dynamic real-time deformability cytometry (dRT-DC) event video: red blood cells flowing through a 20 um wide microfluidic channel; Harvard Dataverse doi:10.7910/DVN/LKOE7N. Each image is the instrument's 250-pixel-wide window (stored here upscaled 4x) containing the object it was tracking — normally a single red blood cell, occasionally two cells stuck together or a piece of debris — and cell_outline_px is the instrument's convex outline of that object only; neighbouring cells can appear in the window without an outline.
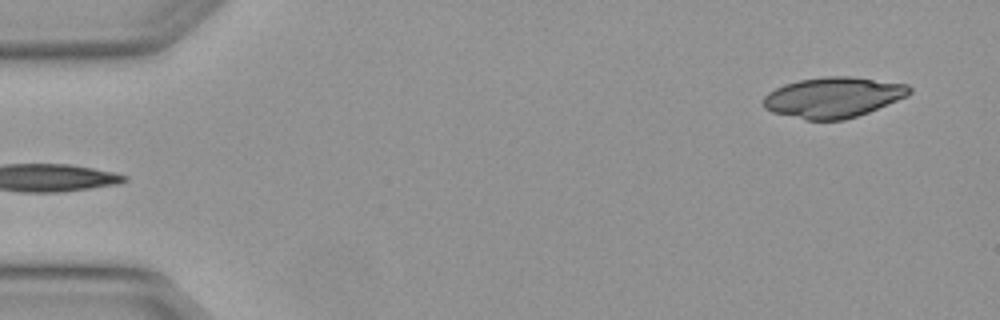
{"species": "Egyptian fruit bat (a non-hibernating species)", "species_latin": "Rousettus aegyptiacus", "temperature_condition": "warm", "stored_images_in_passage": 3, "segment_of_instrument_passage": [2, 2], "camera_frame_rate_fps": 3000, "um_per_image_px": 0.085, "animal": {"sex": "female"}, "frame": {"image": 1, "passage_image": 3, "time_ms": 0.667, "image_size_px": [1000, 320], "cell_outline_px": [[912, 92], [908, 96], [868, 112], [844, 120], [804, 120], [772, 112], [764, 108], [764, 96], [768, 92], [784, 84], [800, 80], [824, 76], [848, 76], [908, 84], [912, 88]], "centroid_in_image_um": [70.83, 8.28], "position_along_channel_um": 14.2, "area_um2": 34.51}}